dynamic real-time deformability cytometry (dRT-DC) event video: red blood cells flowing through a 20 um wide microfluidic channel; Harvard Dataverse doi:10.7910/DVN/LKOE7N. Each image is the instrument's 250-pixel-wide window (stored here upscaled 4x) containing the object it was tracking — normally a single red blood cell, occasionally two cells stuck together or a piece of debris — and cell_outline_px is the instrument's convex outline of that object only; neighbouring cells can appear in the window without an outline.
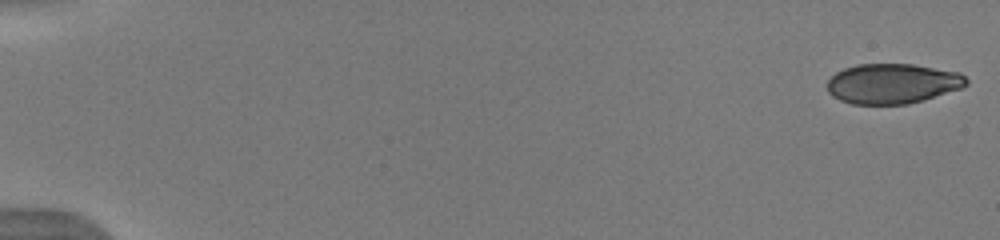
{"species": "human", "species_latin": "Homo sapiens", "temperature_condition": "warm", "stored_images_in_passage": 52, "camera_frame_rate_fps": 3000, "um_per_image_px": 0.085, "donor": {"sex": "male"}, "frame": {"image": 1, "passage_image": 1, "time_ms": 0.0, "image_size_px": [1000, 240], "cell_outline_px": [[968, 84], [960, 88], [924, 100], [908, 104], [852, 104], [840, 100], [832, 96], [828, 92], [828, 80], [836, 72], [844, 68], [856, 64], [912, 64], [960, 72], [968, 80]], "centroid_in_image_um": [75.85, 7.1], "position_along_channel_um": 9.1, "area_um2": 32.48}}
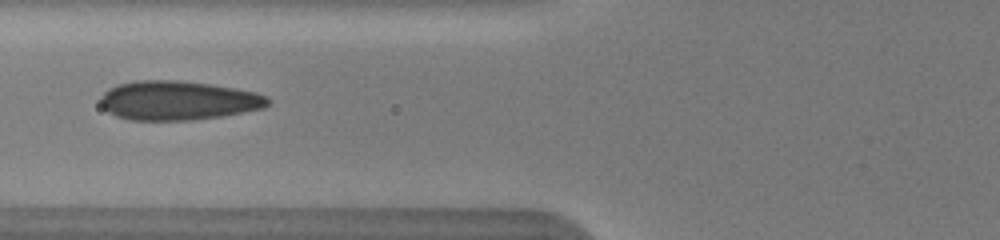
{"frame": {"image": 2, "passage_image": 22, "time_ms": 7.0, "image_size_px": [1000, 240], "cell_outline_px": [[272, 100], [264, 108], [220, 116], [188, 120], [128, 120], [116, 116], [108, 112], [100, 104], [100, 96], [108, 88], [116, 84], [136, 80], [180, 80], [212, 84], [256, 92], [268, 96]], "centroid_in_image_um": [15.11, 8.53], "position_along_channel_um": 110.7, "area_um2": 38.49}}
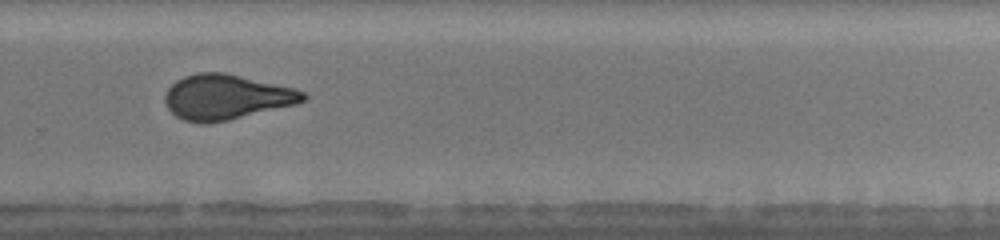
{"frame": {"image": 3, "passage_image": 37, "time_ms": 12.0, "image_size_px": [1000, 240], "cell_outline_px": [[308, 96], [304, 100], [296, 104], [228, 120], [184, 120], [176, 116], [168, 108], [164, 100], [164, 96], [168, 88], [176, 80], [184, 76], [196, 72], [224, 72], [296, 88], [304, 92]], "centroid_in_image_um": [19.26, 8.2], "position_along_channel_um": 310.5, "area_um2": 35.66}, "authors_computed_cell_mechanics": {"area_um2": 35.5759, "velocity_mm_per_s": 4.0098, "shape_relaxation_time_tau1_ms": null, "shape_relaxation_time_tau2_ms": 0.7668, "deformation_change_tau1": null, "deformation_change_tau2": 0.057}}